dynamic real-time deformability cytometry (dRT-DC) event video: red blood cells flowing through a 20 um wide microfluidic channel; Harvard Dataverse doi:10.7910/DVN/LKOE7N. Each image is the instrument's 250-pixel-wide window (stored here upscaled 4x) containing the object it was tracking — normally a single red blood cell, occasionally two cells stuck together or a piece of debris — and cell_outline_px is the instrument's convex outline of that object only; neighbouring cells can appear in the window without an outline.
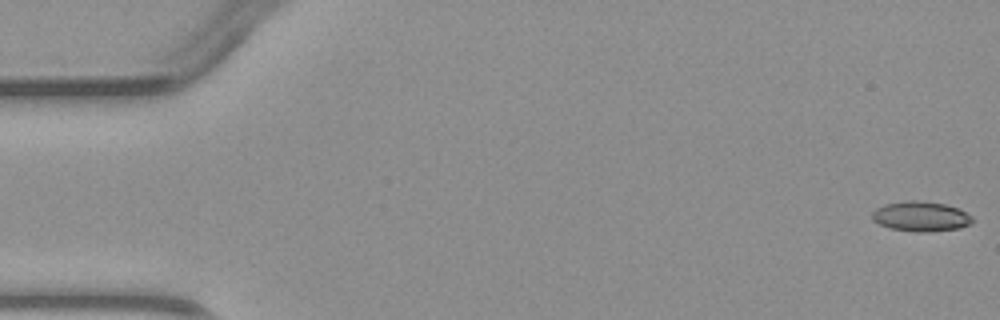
{"species": "common noctule bat (a hibernating species)", "species_latin": "Nyctalus noctula", "temperature_condition": "warm", "stored_images_in_passage": 4, "camera_frame_rate_fps": 3000, "um_per_image_px": 0.085, "animal": {"sex": "male", "body_mass_g": 23.1, "forearm_length_mm": 52.7}, "frame": {"image": 1, "passage_image": 1, "time_ms": 0.0, "image_size_px": [1000, 320], "cell_outline_px": [[972, 224], [960, 228], [920, 232], [916, 232], [892, 228], [880, 224], [872, 220], [872, 212], [876, 208], [884, 204], [908, 200], [920, 200], [944, 204], [960, 208], [972, 216]], "centroid_in_image_um": [78.28, 18.38], "position_along_channel_um": 6.7, "area_um2": 17.51}}
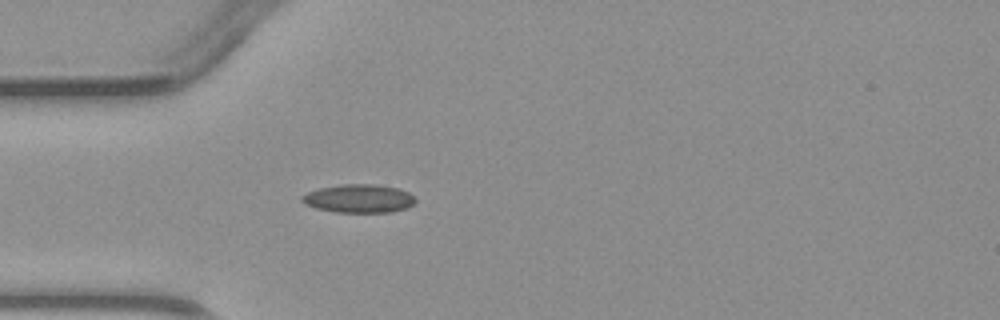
{"frame": {"image": 2, "passage_image": 4, "time_ms": 4.333, "image_size_px": [1000, 320], "cell_outline_px": [[416, 200], [412, 204], [404, 208], [392, 212], [336, 212], [316, 208], [304, 204], [300, 200], [300, 196], [308, 192], [320, 188], [344, 184], [372, 184], [400, 188], [408, 192]], "centroid_in_image_um": [30.47, 16.87], "position_along_channel_um": 54.5, "area_um2": 18.67}}